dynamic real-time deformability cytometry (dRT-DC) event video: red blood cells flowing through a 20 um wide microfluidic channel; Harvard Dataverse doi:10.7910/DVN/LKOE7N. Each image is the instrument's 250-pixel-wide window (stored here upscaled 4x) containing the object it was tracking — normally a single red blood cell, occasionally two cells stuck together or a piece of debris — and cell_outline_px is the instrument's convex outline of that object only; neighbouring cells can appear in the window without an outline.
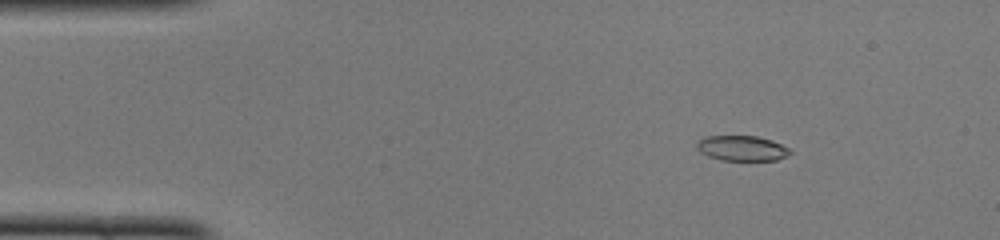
{"species": "common noctule bat (a hibernating species)", "species_latin": "Nyctalus noctula", "temperature_condition": "cold", "stored_images_in_passage": 48, "camera_frame_rate_fps": 3000, "um_per_image_px": 0.085, "animal": {"sex": "female", "body_mass_g": 22.0, "forearm_length_mm": 56.7}, "frame": {"image": 1, "passage_image": 6, "time_ms": 1.667, "image_size_px": [1000, 240], "cell_outline_px": [[792, 152], [788, 156], [776, 160], [720, 160], [708, 156], [700, 152], [696, 148], [696, 144], [704, 136], [756, 136], [772, 140], [788, 148]], "centroid_in_image_um": [63.05, 12.6], "position_along_channel_um": 21.9, "area_um2": 13.7}}
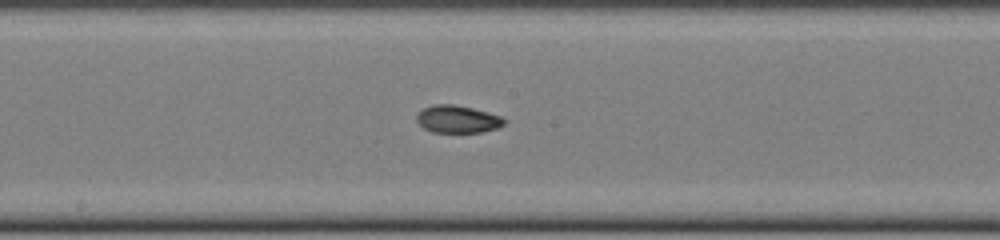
{"frame": {"image": 2, "passage_image": 25, "time_ms": 8.0, "image_size_px": [1000, 240], "cell_outline_px": [[504, 124], [496, 128], [480, 132], [432, 132], [424, 128], [416, 120], [416, 116], [424, 108], [432, 104], [452, 104], [472, 108], [500, 116], [504, 120]], "centroid_in_image_um": [38.85, 10.13], "position_along_channel_um": 209.3, "area_um2": 13.76}}
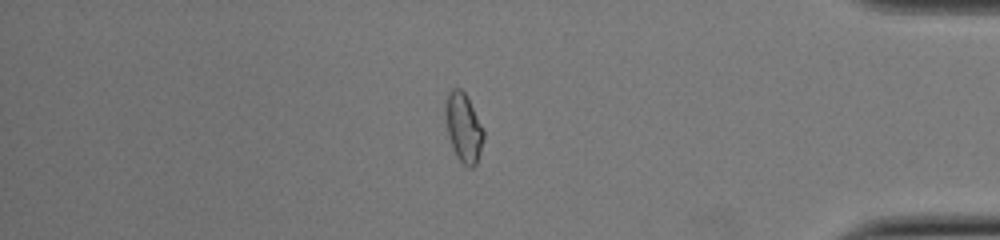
{"frame": {"image": 3, "passage_image": 41, "time_ms": 13.333, "image_size_px": [1000, 240], "cell_outline_px": [[484, 136], [480, 152], [476, 164], [472, 168], [468, 168], [456, 156], [448, 136], [444, 116], [444, 108], [448, 92], [452, 88], [460, 88], [464, 92], [484, 128]], "centroid_in_image_um": [39.38, 10.84], "position_along_channel_um": 395.8, "area_um2": 15.43}, "authors_computed_cell_mechanics": {"area_um2": 14.2188, "velocity_mm_per_s": 4.0998, "shape_relaxation_time_tau1_ms": null, "shape_relaxation_time_tau2_ms": 3.2232, "deformation_change_tau1": null, "deformation_change_tau2": 0.079}}